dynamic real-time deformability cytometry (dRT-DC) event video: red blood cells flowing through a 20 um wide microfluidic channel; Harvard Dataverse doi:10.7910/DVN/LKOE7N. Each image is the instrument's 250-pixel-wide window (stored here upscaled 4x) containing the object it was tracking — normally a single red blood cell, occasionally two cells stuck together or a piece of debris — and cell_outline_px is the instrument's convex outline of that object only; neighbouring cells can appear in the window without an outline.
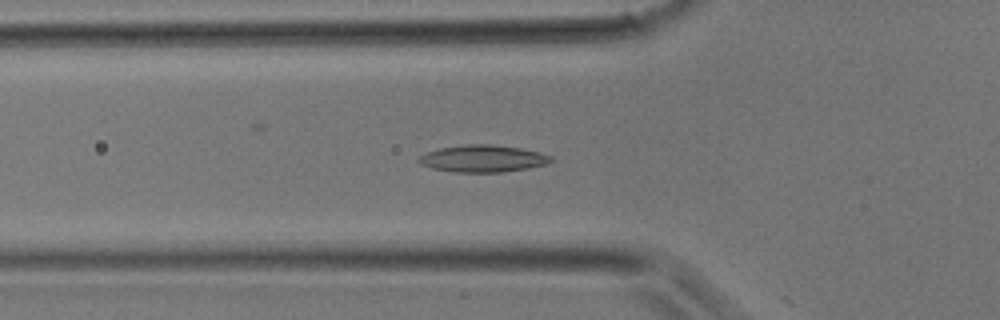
{"species": "common noctule bat (a hibernating species)", "species_latin": "Nyctalus noctula", "temperature_condition": "room temperature", "stored_images_in_passage": 10, "camera_frame_rate_fps": 3000, "um_per_image_px": 0.085, "animal": {"sex": "male", "body_mass_g": 17.9}, "frame": {"image": 1, "passage_image": 9, "time_ms": 2.667, "image_size_px": [1000, 320], "cell_outline_px": [[552, 160], [544, 164], [528, 168], [500, 172], [456, 172], [432, 168], [420, 164], [416, 160], [420, 156], [428, 152], [440, 148], [468, 144], [492, 144], [520, 148], [540, 152], [552, 156]], "centroid_in_image_um": [41.03, 13.47], "position_along_channel_um": 84.8, "area_um2": 20.63}}